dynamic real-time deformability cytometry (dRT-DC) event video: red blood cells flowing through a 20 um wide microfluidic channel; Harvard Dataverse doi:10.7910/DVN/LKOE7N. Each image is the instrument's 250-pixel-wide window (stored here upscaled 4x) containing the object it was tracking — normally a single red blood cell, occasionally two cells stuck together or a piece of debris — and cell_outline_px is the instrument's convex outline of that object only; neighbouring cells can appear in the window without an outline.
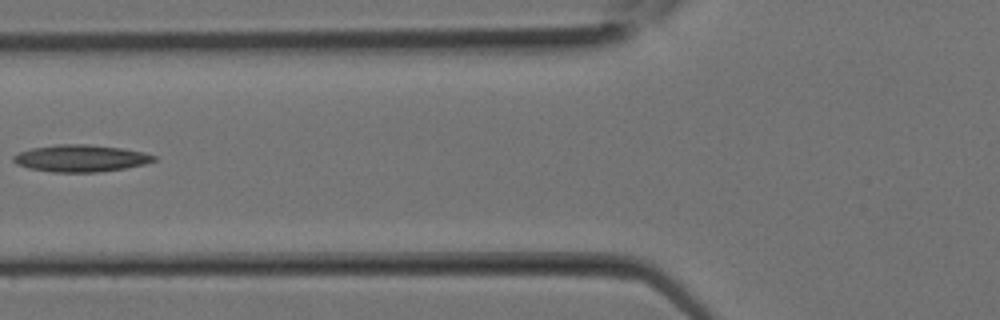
{"species": "Egyptian fruit bat (a non-hibernating species)", "species_latin": "Rousettus aegyptiacus", "temperature_condition": "room temperature", "stored_images_in_passage": 14, "camera_frame_rate_fps": 3000, "um_per_image_px": 0.085, "animal": {"sex": "female"}, "frame": {"image": 1, "passage_image": 10, "time_ms": 3.0, "image_size_px": [1000, 320], "cell_outline_px": [[156, 160], [144, 164], [124, 168], [96, 172], [52, 172], [28, 168], [16, 164], [12, 160], [12, 156], [20, 152], [32, 148], [56, 144], [88, 144], [120, 148], [144, 152], [156, 156]], "centroid_in_image_um": [6.83, 13.45], "position_along_channel_um": 119.0, "area_um2": 22.02}}
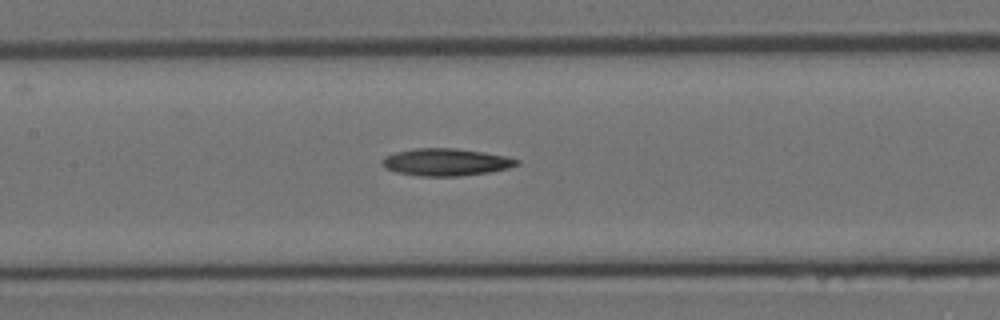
{"frame": {"image": 2, "passage_image": 12, "time_ms": 3.667, "image_size_px": [1000, 320], "cell_outline_px": [[520, 164], [508, 168], [488, 172], [460, 176], [420, 176], [396, 172], [384, 168], [380, 164], [380, 160], [384, 156], [396, 152], [416, 148], [456, 148], [484, 152], [508, 156], [520, 160]], "centroid_in_image_um": [37.88, 13.77], "position_along_channel_um": 169.5, "area_um2": 21.62}}
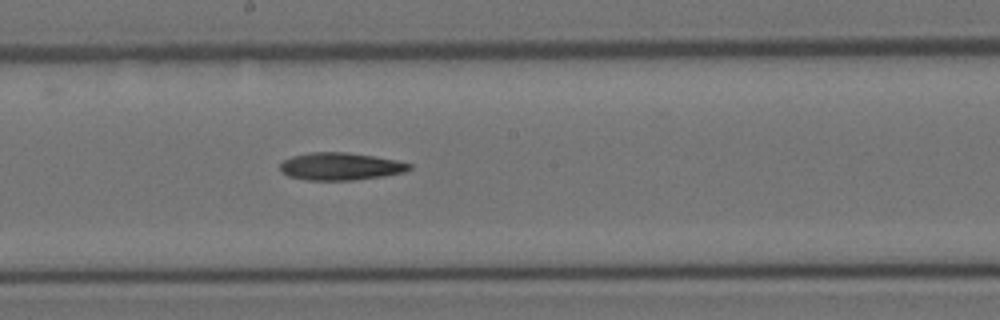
{"frame": {"image": 3, "passage_image": 14, "time_ms": 4.333, "image_size_px": [1000, 320], "cell_outline_px": [[412, 168], [404, 172], [384, 176], [352, 180], [308, 180], [288, 176], [280, 168], [280, 164], [284, 160], [292, 156], [308, 152], [348, 152], [396, 160], [412, 164]], "centroid_in_image_um": [28.95, 14.14], "position_along_channel_um": 219.3, "area_um2": 20.63}}